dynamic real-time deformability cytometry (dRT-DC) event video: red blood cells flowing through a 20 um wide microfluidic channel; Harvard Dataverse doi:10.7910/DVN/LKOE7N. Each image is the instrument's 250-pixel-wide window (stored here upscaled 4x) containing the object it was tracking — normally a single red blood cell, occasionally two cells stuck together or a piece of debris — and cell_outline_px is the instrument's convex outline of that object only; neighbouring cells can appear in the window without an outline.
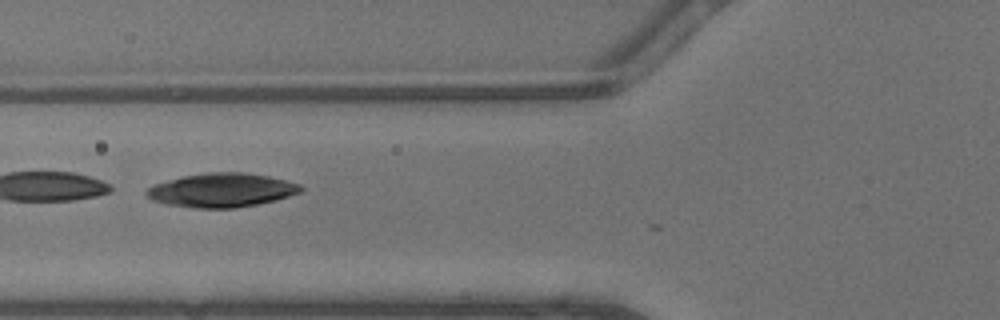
{"species": "common noctule bat (a hibernating species)", "species_latin": "Nyctalus noctula", "temperature_condition": "warm", "stored_images_in_passage": 26, "camera_frame_rate_fps": 3000, "um_per_image_px": 0.085, "animal": {"sex": "male", "body_mass_g": 13.3}, "frame": {"image": 1, "passage_image": 18, "time_ms": 5.667, "image_size_px": [1000, 320], "cell_outline_px": [[304, 192], [276, 200], [236, 208], [192, 208], [164, 204], [152, 200], [144, 196], [144, 192], [152, 184], [184, 176], [208, 172], [244, 172], [268, 176], [300, 184], [304, 188]], "centroid_in_image_um": [18.82, 16.17], "position_along_channel_um": 107.0, "area_um2": 30.81}}
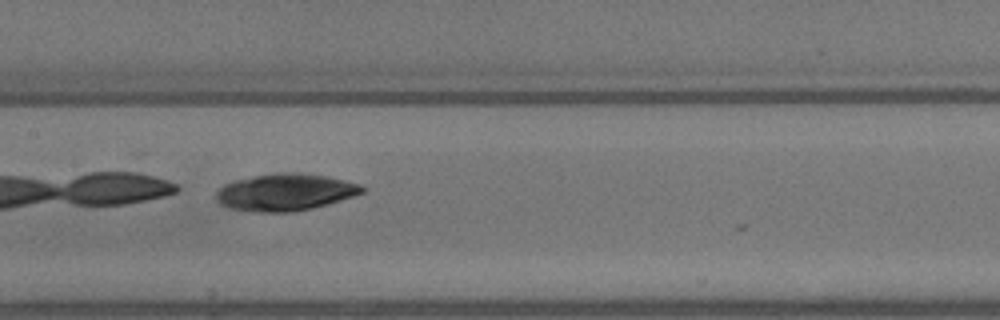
{"frame": {"image": 2, "passage_image": 23, "time_ms": 7.333, "image_size_px": [1000, 320], "cell_outline_px": [[368, 188], [364, 192], [328, 204], [288, 212], [260, 212], [228, 208], [220, 204], [216, 200], [216, 192], [224, 184], [236, 180], [256, 176], [280, 172], [292, 172], [324, 176], [344, 180], [360, 184]], "centroid_in_image_um": [24.24, 16.34], "position_along_channel_um": 183.2, "area_um2": 31.1}}